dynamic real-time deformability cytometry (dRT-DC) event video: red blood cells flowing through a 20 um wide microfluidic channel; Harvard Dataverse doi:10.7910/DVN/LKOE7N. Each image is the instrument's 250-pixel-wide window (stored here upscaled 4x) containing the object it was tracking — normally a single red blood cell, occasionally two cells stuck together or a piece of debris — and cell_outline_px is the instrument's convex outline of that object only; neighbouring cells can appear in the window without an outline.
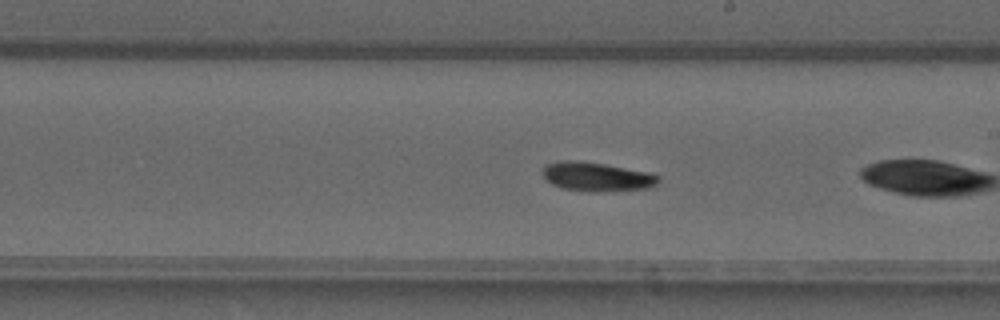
{"species": "common noctule bat (a hibernating species)", "species_latin": "Nyctalus noctula", "temperature_condition": "warm", "stored_images_in_passage": 31, "camera_frame_rate_fps": 3000, "um_per_image_px": 0.085, "animal": {"sex": "male", "forearm_length_mm": 52.5}, "frame": {"image": 1, "passage_image": 27, "time_ms": 8.667, "image_size_px": [1000, 320], "cell_outline_px": [[660, 180], [656, 184], [648, 188], [600, 192], [588, 192], [560, 188], [544, 180], [540, 172], [548, 164], [564, 160], [580, 160], [604, 164], [648, 172], [660, 176]], "centroid_in_image_um": [50.68, 15.03], "position_along_channel_um": 238.3, "area_um2": 19.83}}